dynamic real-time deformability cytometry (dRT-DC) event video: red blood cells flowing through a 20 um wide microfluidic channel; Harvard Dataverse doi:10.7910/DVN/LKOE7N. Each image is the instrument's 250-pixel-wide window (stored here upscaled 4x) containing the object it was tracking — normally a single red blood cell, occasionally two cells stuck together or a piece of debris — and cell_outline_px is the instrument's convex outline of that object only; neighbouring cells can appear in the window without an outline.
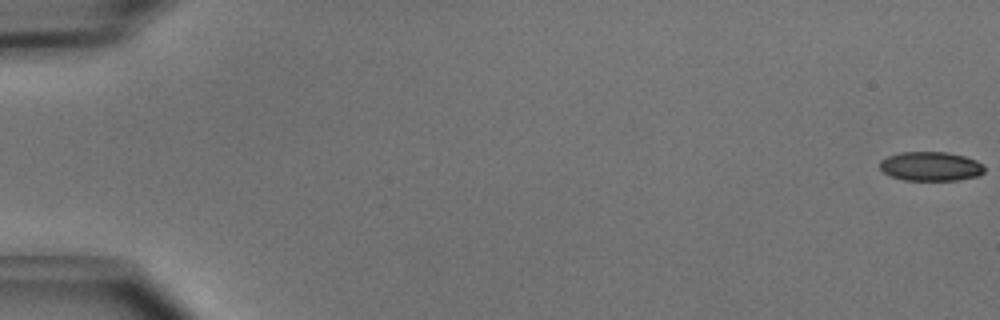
{"species": "common noctule bat (a hibernating species)", "species_latin": "Nyctalus noctula", "temperature_condition": "cold", "stored_images_in_passage": 43, "camera_frame_rate_fps": 3000, "um_per_image_px": 0.085, "animal": {"sex": "male", "body_mass_g": 15.6}, "frame": {"image": 1, "passage_image": 1, "time_ms": 0.0, "image_size_px": [1000, 320], "cell_outline_px": [[984, 172], [980, 176], [960, 180], [904, 180], [892, 176], [884, 172], [880, 168], [880, 160], [888, 156], [900, 152], [948, 152], [964, 156], [976, 160], [984, 164]], "centroid_in_image_um": [79.15, 14.14], "position_along_channel_um": 5.9, "area_um2": 17.92}}
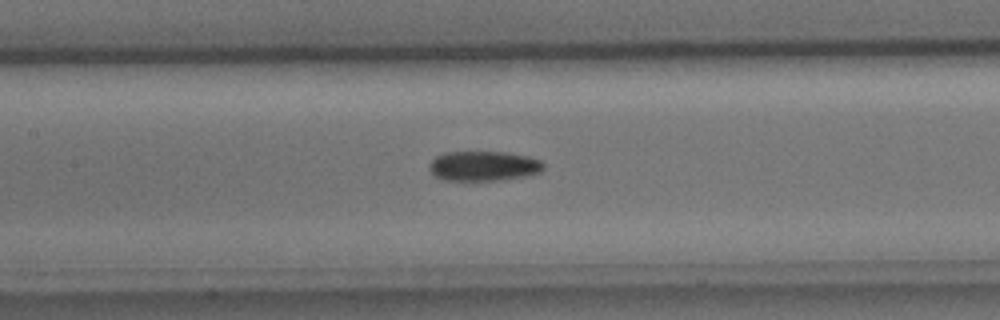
{"frame": {"image": 2, "passage_image": 25, "time_ms": 8.0, "image_size_px": [1000, 320], "cell_outline_px": [[544, 168], [540, 172], [528, 176], [496, 180], [440, 180], [428, 168], [428, 164], [436, 156], [444, 152], [504, 152], [528, 156], [540, 160], [544, 164]], "centroid_in_image_um": [41.09, 14.11], "position_along_channel_um": 166.3, "area_um2": 19.94}}
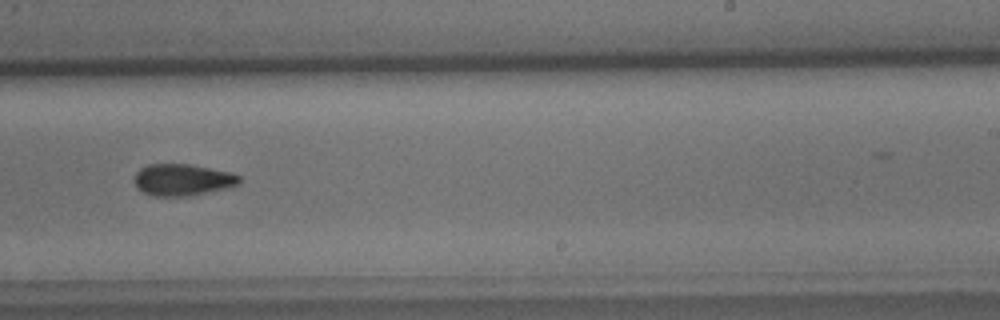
{"frame": {"image": 3, "passage_image": 33, "time_ms": 10.667, "image_size_px": [1000, 320], "cell_outline_px": [[240, 180], [236, 184], [224, 188], [188, 196], [156, 196], [144, 192], [136, 188], [132, 180], [136, 172], [140, 168], [148, 164], [188, 164], [232, 172], [240, 176]], "centroid_in_image_um": [15.44, 15.27], "position_along_channel_um": 273.6, "area_um2": 19.31}}